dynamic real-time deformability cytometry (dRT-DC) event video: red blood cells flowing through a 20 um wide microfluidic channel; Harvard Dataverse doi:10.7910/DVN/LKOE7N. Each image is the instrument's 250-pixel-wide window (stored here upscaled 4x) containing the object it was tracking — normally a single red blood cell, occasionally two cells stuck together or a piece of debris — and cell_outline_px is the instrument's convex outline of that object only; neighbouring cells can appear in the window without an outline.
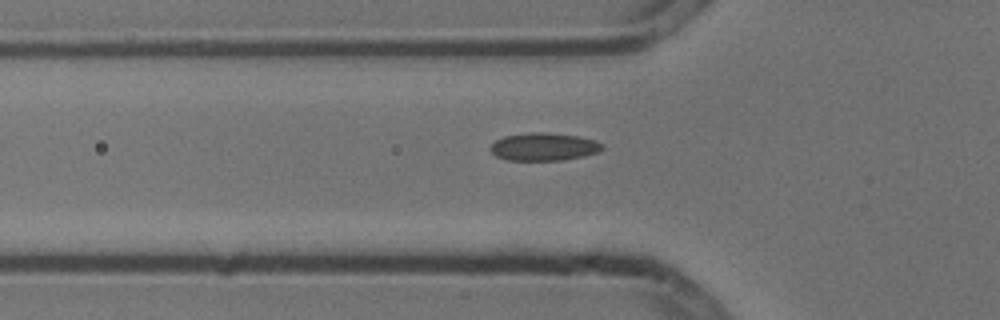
{"species": "common noctule bat (a hibernating species)", "species_latin": "Nyctalus noctula", "temperature_condition": "cold", "stored_images_in_passage": 3, "camera_frame_rate_fps": 3000, "um_per_image_px": 0.085, "animal": {"sex": "male", "body_mass_g": 13.3}, "frame": {"image": 1, "passage_image": 2, "time_ms": 0.333, "image_size_px": [1000, 320], "cell_outline_px": [[604, 148], [596, 152], [584, 156], [560, 160], [508, 160], [496, 156], [488, 148], [496, 140], [504, 136], [528, 132], [544, 132], [580, 136], [596, 140], [604, 144]], "centroid_in_image_um": [46.23, 12.46], "position_along_channel_um": 79.6, "area_um2": 18.21}}
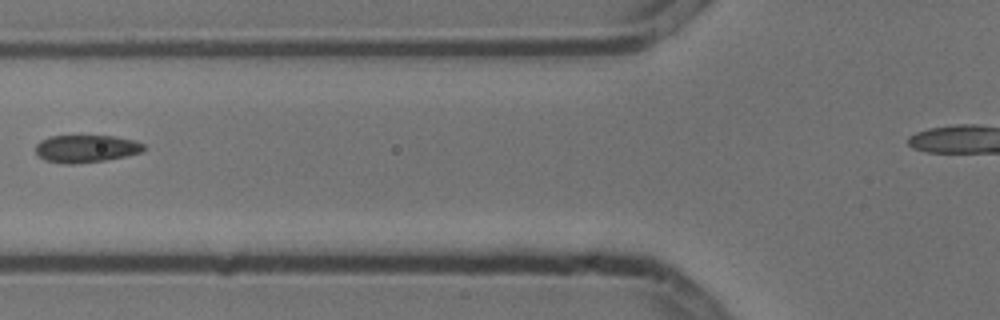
{"frame": {"image": 2, "passage_image": 3, "time_ms": 0.667, "image_size_px": [1000, 320], "cell_outline_px": [[144, 152], [104, 160], [72, 164], [64, 164], [44, 160], [36, 152], [36, 144], [40, 140], [48, 136], [112, 136], [136, 140], [144, 144]], "centroid_in_image_um": [7.31, 12.63], "position_along_channel_um": 118.5, "area_um2": 17.34}}